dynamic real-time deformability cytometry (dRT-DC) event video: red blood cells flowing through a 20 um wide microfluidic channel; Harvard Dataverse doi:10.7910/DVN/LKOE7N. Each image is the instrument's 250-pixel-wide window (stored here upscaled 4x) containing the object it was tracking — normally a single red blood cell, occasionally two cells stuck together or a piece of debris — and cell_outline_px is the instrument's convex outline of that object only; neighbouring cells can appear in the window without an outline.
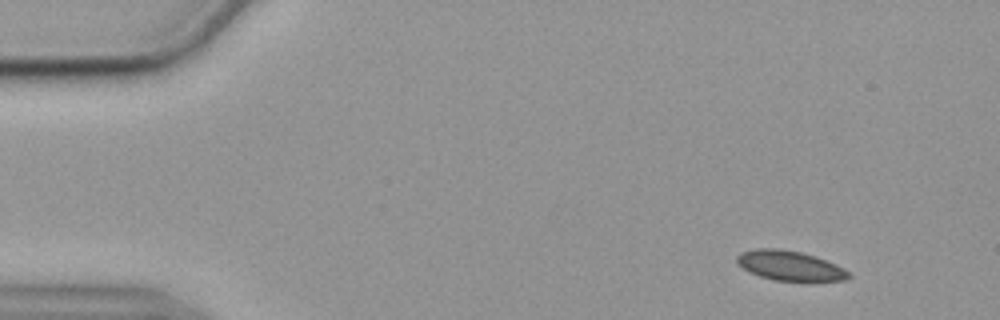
{"species": "common noctule bat (a hibernating species)", "species_latin": "Nyctalus noctula", "temperature_condition": "cold", "stored_images_in_passage": 52, "camera_frame_rate_fps": 3000, "um_per_image_px": 0.085, "animal": {"sex": "female", "body_mass_g": 19.9}, "frame": {"image": 1, "passage_image": 1, "time_ms": 0.0, "image_size_px": [1000, 320], "cell_outline_px": [[852, 276], [844, 280], [776, 280], [760, 276], [748, 272], [736, 264], [736, 256], [740, 252], [756, 248], [776, 248], [800, 252], [824, 260], [844, 268]], "centroid_in_image_um": [67.05, 22.57], "position_along_channel_um": 18.0, "area_um2": 19.07}}
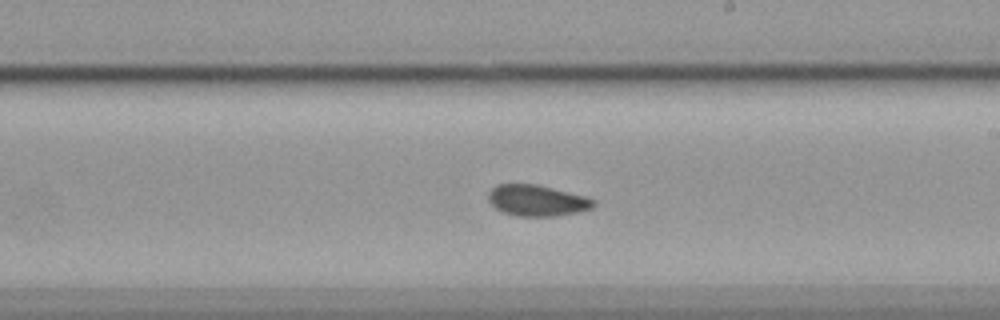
{"frame": {"image": 2, "passage_image": 28, "time_ms": 9.0, "image_size_px": [1000, 320], "cell_outline_px": [[596, 204], [592, 208], [576, 212], [556, 216], [516, 216], [504, 212], [496, 208], [488, 200], [488, 192], [496, 184], [536, 184], [584, 196], [596, 200]], "centroid_in_image_um": [45.63, 17.04], "position_along_channel_um": 243.4, "area_um2": 18.96}}
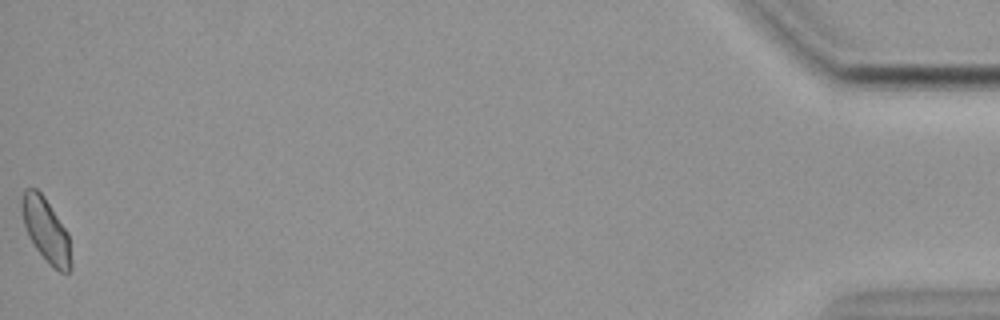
{"frame": {"image": 3, "passage_image": 52, "time_ms": 17.0, "image_size_px": [1000, 320], "cell_outline_px": [[72, 268], [68, 272], [60, 272], [36, 248], [28, 236], [24, 224], [20, 204], [24, 188], [36, 188], [44, 196], [68, 232], [72, 264]], "centroid_in_image_um": [3.91, 19.51], "position_along_channel_um": 431.3, "area_um2": 18.09}}